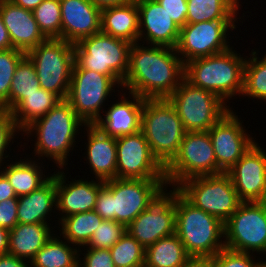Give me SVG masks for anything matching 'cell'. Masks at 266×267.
<instances>
[{
  "instance_id": "2",
  "label": "cell",
  "mask_w": 266,
  "mask_h": 267,
  "mask_svg": "<svg viewBox=\"0 0 266 267\" xmlns=\"http://www.w3.org/2000/svg\"><path fill=\"white\" fill-rule=\"evenodd\" d=\"M85 125L71 105L66 100H62L46 115L27 126L19 135L25 134L23 137L26 136L28 139L35 136V145H33L35 147L32 153L39 161L46 157L53 161L57 168L66 169L69 154L73 153L77 136Z\"/></svg>"
},
{
  "instance_id": "30",
  "label": "cell",
  "mask_w": 266,
  "mask_h": 267,
  "mask_svg": "<svg viewBox=\"0 0 266 267\" xmlns=\"http://www.w3.org/2000/svg\"><path fill=\"white\" fill-rule=\"evenodd\" d=\"M79 248L55 233L31 259V267H78Z\"/></svg>"
},
{
  "instance_id": "18",
  "label": "cell",
  "mask_w": 266,
  "mask_h": 267,
  "mask_svg": "<svg viewBox=\"0 0 266 267\" xmlns=\"http://www.w3.org/2000/svg\"><path fill=\"white\" fill-rule=\"evenodd\" d=\"M255 142L226 172L242 202L266 201V151Z\"/></svg>"
},
{
  "instance_id": "9",
  "label": "cell",
  "mask_w": 266,
  "mask_h": 267,
  "mask_svg": "<svg viewBox=\"0 0 266 267\" xmlns=\"http://www.w3.org/2000/svg\"><path fill=\"white\" fill-rule=\"evenodd\" d=\"M167 99L186 132L208 131L233 109L214 93L192 85L185 78Z\"/></svg>"
},
{
  "instance_id": "26",
  "label": "cell",
  "mask_w": 266,
  "mask_h": 267,
  "mask_svg": "<svg viewBox=\"0 0 266 267\" xmlns=\"http://www.w3.org/2000/svg\"><path fill=\"white\" fill-rule=\"evenodd\" d=\"M100 32L136 43L139 39V11L136 0L101 9Z\"/></svg>"
},
{
  "instance_id": "28",
  "label": "cell",
  "mask_w": 266,
  "mask_h": 267,
  "mask_svg": "<svg viewBox=\"0 0 266 267\" xmlns=\"http://www.w3.org/2000/svg\"><path fill=\"white\" fill-rule=\"evenodd\" d=\"M49 224L18 223L9 230L8 253L28 261L54 234Z\"/></svg>"
},
{
  "instance_id": "4",
  "label": "cell",
  "mask_w": 266,
  "mask_h": 267,
  "mask_svg": "<svg viewBox=\"0 0 266 267\" xmlns=\"http://www.w3.org/2000/svg\"><path fill=\"white\" fill-rule=\"evenodd\" d=\"M247 56L230 49L185 63L184 78L192 85L220 97L226 104L243 91L244 66Z\"/></svg>"
},
{
  "instance_id": "34",
  "label": "cell",
  "mask_w": 266,
  "mask_h": 267,
  "mask_svg": "<svg viewBox=\"0 0 266 267\" xmlns=\"http://www.w3.org/2000/svg\"><path fill=\"white\" fill-rule=\"evenodd\" d=\"M258 53L259 50L252 49L246 58L241 97L266 103V54L260 58Z\"/></svg>"
},
{
  "instance_id": "40",
  "label": "cell",
  "mask_w": 266,
  "mask_h": 267,
  "mask_svg": "<svg viewBox=\"0 0 266 267\" xmlns=\"http://www.w3.org/2000/svg\"><path fill=\"white\" fill-rule=\"evenodd\" d=\"M254 254L224 247L214 256V267H266V261ZM262 259V261L260 260Z\"/></svg>"
},
{
  "instance_id": "38",
  "label": "cell",
  "mask_w": 266,
  "mask_h": 267,
  "mask_svg": "<svg viewBox=\"0 0 266 267\" xmlns=\"http://www.w3.org/2000/svg\"><path fill=\"white\" fill-rule=\"evenodd\" d=\"M26 56L20 50H0V108L9 111V90L19 62Z\"/></svg>"
},
{
  "instance_id": "44",
  "label": "cell",
  "mask_w": 266,
  "mask_h": 267,
  "mask_svg": "<svg viewBox=\"0 0 266 267\" xmlns=\"http://www.w3.org/2000/svg\"><path fill=\"white\" fill-rule=\"evenodd\" d=\"M170 18L182 28L186 24L187 0H157Z\"/></svg>"
},
{
  "instance_id": "13",
  "label": "cell",
  "mask_w": 266,
  "mask_h": 267,
  "mask_svg": "<svg viewBox=\"0 0 266 267\" xmlns=\"http://www.w3.org/2000/svg\"><path fill=\"white\" fill-rule=\"evenodd\" d=\"M224 240L228 249L266 257V201L242 202L224 223Z\"/></svg>"
},
{
  "instance_id": "22",
  "label": "cell",
  "mask_w": 266,
  "mask_h": 267,
  "mask_svg": "<svg viewBox=\"0 0 266 267\" xmlns=\"http://www.w3.org/2000/svg\"><path fill=\"white\" fill-rule=\"evenodd\" d=\"M61 39L72 44L100 32L101 9L90 0H60Z\"/></svg>"
},
{
  "instance_id": "45",
  "label": "cell",
  "mask_w": 266,
  "mask_h": 267,
  "mask_svg": "<svg viewBox=\"0 0 266 267\" xmlns=\"http://www.w3.org/2000/svg\"><path fill=\"white\" fill-rule=\"evenodd\" d=\"M0 267H31L28 260L6 253L0 255Z\"/></svg>"
},
{
  "instance_id": "7",
  "label": "cell",
  "mask_w": 266,
  "mask_h": 267,
  "mask_svg": "<svg viewBox=\"0 0 266 267\" xmlns=\"http://www.w3.org/2000/svg\"><path fill=\"white\" fill-rule=\"evenodd\" d=\"M131 46L132 43L102 32L83 38L74 44L73 69L92 70L123 82Z\"/></svg>"
},
{
  "instance_id": "24",
  "label": "cell",
  "mask_w": 266,
  "mask_h": 267,
  "mask_svg": "<svg viewBox=\"0 0 266 267\" xmlns=\"http://www.w3.org/2000/svg\"><path fill=\"white\" fill-rule=\"evenodd\" d=\"M84 129L88 141L85 143L87 150L84 158L91 170L89 172H92L95 176L93 178L97 180L107 181L116 178V138L108 136L95 124H86Z\"/></svg>"
},
{
  "instance_id": "16",
  "label": "cell",
  "mask_w": 266,
  "mask_h": 267,
  "mask_svg": "<svg viewBox=\"0 0 266 267\" xmlns=\"http://www.w3.org/2000/svg\"><path fill=\"white\" fill-rule=\"evenodd\" d=\"M165 188L148 208L141 212L126 231L144 248L161 238L175 234V188Z\"/></svg>"
},
{
  "instance_id": "35",
  "label": "cell",
  "mask_w": 266,
  "mask_h": 267,
  "mask_svg": "<svg viewBox=\"0 0 266 267\" xmlns=\"http://www.w3.org/2000/svg\"><path fill=\"white\" fill-rule=\"evenodd\" d=\"M36 69L25 56L16 67L9 90V111L12 112L28 95L40 89Z\"/></svg>"
},
{
  "instance_id": "10",
  "label": "cell",
  "mask_w": 266,
  "mask_h": 267,
  "mask_svg": "<svg viewBox=\"0 0 266 267\" xmlns=\"http://www.w3.org/2000/svg\"><path fill=\"white\" fill-rule=\"evenodd\" d=\"M122 82L115 77L85 69H72L66 101L85 124H95L104 113L105 102ZM102 110V111H101ZM102 113V114H101Z\"/></svg>"
},
{
  "instance_id": "39",
  "label": "cell",
  "mask_w": 266,
  "mask_h": 267,
  "mask_svg": "<svg viewBox=\"0 0 266 267\" xmlns=\"http://www.w3.org/2000/svg\"><path fill=\"white\" fill-rule=\"evenodd\" d=\"M126 232V227L114 220H105L98 228L86 245L95 249H110Z\"/></svg>"
},
{
  "instance_id": "47",
  "label": "cell",
  "mask_w": 266,
  "mask_h": 267,
  "mask_svg": "<svg viewBox=\"0 0 266 267\" xmlns=\"http://www.w3.org/2000/svg\"><path fill=\"white\" fill-rule=\"evenodd\" d=\"M8 198H18L8 179L0 172V202Z\"/></svg>"
},
{
  "instance_id": "50",
  "label": "cell",
  "mask_w": 266,
  "mask_h": 267,
  "mask_svg": "<svg viewBox=\"0 0 266 267\" xmlns=\"http://www.w3.org/2000/svg\"><path fill=\"white\" fill-rule=\"evenodd\" d=\"M9 230L0 227V255L8 253Z\"/></svg>"
},
{
  "instance_id": "25",
  "label": "cell",
  "mask_w": 266,
  "mask_h": 267,
  "mask_svg": "<svg viewBox=\"0 0 266 267\" xmlns=\"http://www.w3.org/2000/svg\"><path fill=\"white\" fill-rule=\"evenodd\" d=\"M56 212V178L52 176L28 195L18 196V223L50 224ZM49 223H48V222Z\"/></svg>"
},
{
  "instance_id": "43",
  "label": "cell",
  "mask_w": 266,
  "mask_h": 267,
  "mask_svg": "<svg viewBox=\"0 0 266 267\" xmlns=\"http://www.w3.org/2000/svg\"><path fill=\"white\" fill-rule=\"evenodd\" d=\"M18 198H8L0 202V227L12 230L18 224Z\"/></svg>"
},
{
  "instance_id": "46",
  "label": "cell",
  "mask_w": 266,
  "mask_h": 267,
  "mask_svg": "<svg viewBox=\"0 0 266 267\" xmlns=\"http://www.w3.org/2000/svg\"><path fill=\"white\" fill-rule=\"evenodd\" d=\"M183 267H214V257L190 256Z\"/></svg>"
},
{
  "instance_id": "1",
  "label": "cell",
  "mask_w": 266,
  "mask_h": 267,
  "mask_svg": "<svg viewBox=\"0 0 266 267\" xmlns=\"http://www.w3.org/2000/svg\"><path fill=\"white\" fill-rule=\"evenodd\" d=\"M133 43L122 92L144 99H167L185 76V64L175 48ZM124 90V91H123Z\"/></svg>"
},
{
  "instance_id": "8",
  "label": "cell",
  "mask_w": 266,
  "mask_h": 267,
  "mask_svg": "<svg viewBox=\"0 0 266 267\" xmlns=\"http://www.w3.org/2000/svg\"><path fill=\"white\" fill-rule=\"evenodd\" d=\"M26 56L36 69L40 87L66 100L75 63L74 44L49 38L26 53Z\"/></svg>"
},
{
  "instance_id": "19",
  "label": "cell",
  "mask_w": 266,
  "mask_h": 267,
  "mask_svg": "<svg viewBox=\"0 0 266 267\" xmlns=\"http://www.w3.org/2000/svg\"><path fill=\"white\" fill-rule=\"evenodd\" d=\"M64 170L65 168H61L52 173L56 178V210L60 216L56 217V223L70 215L94 210L98 192L104 184L102 180L93 178L88 181L86 177L85 180H76L75 177L68 181L66 175L69 172L65 173Z\"/></svg>"
},
{
  "instance_id": "15",
  "label": "cell",
  "mask_w": 266,
  "mask_h": 267,
  "mask_svg": "<svg viewBox=\"0 0 266 267\" xmlns=\"http://www.w3.org/2000/svg\"><path fill=\"white\" fill-rule=\"evenodd\" d=\"M116 146V178L166 179L165 167L151 152L141 130L116 138Z\"/></svg>"
},
{
  "instance_id": "41",
  "label": "cell",
  "mask_w": 266,
  "mask_h": 267,
  "mask_svg": "<svg viewBox=\"0 0 266 267\" xmlns=\"http://www.w3.org/2000/svg\"><path fill=\"white\" fill-rule=\"evenodd\" d=\"M16 133L19 134L20 131L15 125L11 112L0 108V169L7 161H10L8 160L11 156L9 152H11L12 149L9 147L16 142L14 140L17 135ZM6 149L10 151L8 152Z\"/></svg>"
},
{
  "instance_id": "29",
  "label": "cell",
  "mask_w": 266,
  "mask_h": 267,
  "mask_svg": "<svg viewBox=\"0 0 266 267\" xmlns=\"http://www.w3.org/2000/svg\"><path fill=\"white\" fill-rule=\"evenodd\" d=\"M240 0H187L186 23L239 21ZM241 6V7H240ZM239 19V20H237Z\"/></svg>"
},
{
  "instance_id": "42",
  "label": "cell",
  "mask_w": 266,
  "mask_h": 267,
  "mask_svg": "<svg viewBox=\"0 0 266 267\" xmlns=\"http://www.w3.org/2000/svg\"><path fill=\"white\" fill-rule=\"evenodd\" d=\"M84 248V253H82ZM79 248L78 267H115L109 249H95L92 247ZM81 254L84 256L80 257ZM82 260V261H81Z\"/></svg>"
},
{
  "instance_id": "12",
  "label": "cell",
  "mask_w": 266,
  "mask_h": 267,
  "mask_svg": "<svg viewBox=\"0 0 266 267\" xmlns=\"http://www.w3.org/2000/svg\"><path fill=\"white\" fill-rule=\"evenodd\" d=\"M190 203L225 223L242 201L227 173L197 176L176 188Z\"/></svg>"
},
{
  "instance_id": "5",
  "label": "cell",
  "mask_w": 266,
  "mask_h": 267,
  "mask_svg": "<svg viewBox=\"0 0 266 267\" xmlns=\"http://www.w3.org/2000/svg\"><path fill=\"white\" fill-rule=\"evenodd\" d=\"M175 234L190 256L214 257L225 247L224 223L196 208L175 188Z\"/></svg>"
},
{
  "instance_id": "37",
  "label": "cell",
  "mask_w": 266,
  "mask_h": 267,
  "mask_svg": "<svg viewBox=\"0 0 266 267\" xmlns=\"http://www.w3.org/2000/svg\"><path fill=\"white\" fill-rule=\"evenodd\" d=\"M32 12L40 31L47 39H61L60 0H44Z\"/></svg>"
},
{
  "instance_id": "49",
  "label": "cell",
  "mask_w": 266,
  "mask_h": 267,
  "mask_svg": "<svg viewBox=\"0 0 266 267\" xmlns=\"http://www.w3.org/2000/svg\"><path fill=\"white\" fill-rule=\"evenodd\" d=\"M96 7L103 9L111 6L127 4L133 0H90Z\"/></svg>"
},
{
  "instance_id": "20",
  "label": "cell",
  "mask_w": 266,
  "mask_h": 267,
  "mask_svg": "<svg viewBox=\"0 0 266 267\" xmlns=\"http://www.w3.org/2000/svg\"><path fill=\"white\" fill-rule=\"evenodd\" d=\"M139 11V39L147 45L176 48L180 27L157 0H136Z\"/></svg>"
},
{
  "instance_id": "36",
  "label": "cell",
  "mask_w": 266,
  "mask_h": 267,
  "mask_svg": "<svg viewBox=\"0 0 266 267\" xmlns=\"http://www.w3.org/2000/svg\"><path fill=\"white\" fill-rule=\"evenodd\" d=\"M115 267H141L145 262V248L127 231L109 249Z\"/></svg>"
},
{
  "instance_id": "21",
  "label": "cell",
  "mask_w": 266,
  "mask_h": 267,
  "mask_svg": "<svg viewBox=\"0 0 266 267\" xmlns=\"http://www.w3.org/2000/svg\"><path fill=\"white\" fill-rule=\"evenodd\" d=\"M126 94L118 91V101L107 110L104 109V115L95 122V125L108 136L118 138L141 130V114L145 99L130 92L127 94L128 97Z\"/></svg>"
},
{
  "instance_id": "23",
  "label": "cell",
  "mask_w": 266,
  "mask_h": 267,
  "mask_svg": "<svg viewBox=\"0 0 266 267\" xmlns=\"http://www.w3.org/2000/svg\"><path fill=\"white\" fill-rule=\"evenodd\" d=\"M0 15L14 49L26 54L47 39L31 10L19 7L11 0H0Z\"/></svg>"
},
{
  "instance_id": "32",
  "label": "cell",
  "mask_w": 266,
  "mask_h": 267,
  "mask_svg": "<svg viewBox=\"0 0 266 267\" xmlns=\"http://www.w3.org/2000/svg\"><path fill=\"white\" fill-rule=\"evenodd\" d=\"M62 100L43 88L28 95L12 112L15 125L20 132L37 119L46 115Z\"/></svg>"
},
{
  "instance_id": "6",
  "label": "cell",
  "mask_w": 266,
  "mask_h": 267,
  "mask_svg": "<svg viewBox=\"0 0 266 267\" xmlns=\"http://www.w3.org/2000/svg\"><path fill=\"white\" fill-rule=\"evenodd\" d=\"M141 131L151 152L165 167L177 154L186 133L182 121L168 99H145Z\"/></svg>"
},
{
  "instance_id": "11",
  "label": "cell",
  "mask_w": 266,
  "mask_h": 267,
  "mask_svg": "<svg viewBox=\"0 0 266 267\" xmlns=\"http://www.w3.org/2000/svg\"><path fill=\"white\" fill-rule=\"evenodd\" d=\"M221 173L208 131L186 132L177 154L165 166L167 187L171 188L193 177Z\"/></svg>"
},
{
  "instance_id": "14",
  "label": "cell",
  "mask_w": 266,
  "mask_h": 267,
  "mask_svg": "<svg viewBox=\"0 0 266 267\" xmlns=\"http://www.w3.org/2000/svg\"><path fill=\"white\" fill-rule=\"evenodd\" d=\"M238 21H203L186 23L180 28L176 52L183 63L190 60L222 53L230 45L229 32L235 31ZM230 30V31H229ZM227 33V34H226Z\"/></svg>"
},
{
  "instance_id": "51",
  "label": "cell",
  "mask_w": 266,
  "mask_h": 267,
  "mask_svg": "<svg viewBox=\"0 0 266 267\" xmlns=\"http://www.w3.org/2000/svg\"><path fill=\"white\" fill-rule=\"evenodd\" d=\"M15 5L33 11L44 0H11Z\"/></svg>"
},
{
  "instance_id": "17",
  "label": "cell",
  "mask_w": 266,
  "mask_h": 267,
  "mask_svg": "<svg viewBox=\"0 0 266 267\" xmlns=\"http://www.w3.org/2000/svg\"><path fill=\"white\" fill-rule=\"evenodd\" d=\"M240 119L231 109L208 130L217 168L222 173H226L256 142L242 124L244 120Z\"/></svg>"
},
{
  "instance_id": "33",
  "label": "cell",
  "mask_w": 266,
  "mask_h": 267,
  "mask_svg": "<svg viewBox=\"0 0 266 267\" xmlns=\"http://www.w3.org/2000/svg\"><path fill=\"white\" fill-rule=\"evenodd\" d=\"M103 218L94 210L76 213L63 218L59 225V234L70 244L81 248L90 241L93 232L98 228Z\"/></svg>"
},
{
  "instance_id": "31",
  "label": "cell",
  "mask_w": 266,
  "mask_h": 267,
  "mask_svg": "<svg viewBox=\"0 0 266 267\" xmlns=\"http://www.w3.org/2000/svg\"><path fill=\"white\" fill-rule=\"evenodd\" d=\"M190 255L176 234L164 237L145 248L146 267H183Z\"/></svg>"
},
{
  "instance_id": "27",
  "label": "cell",
  "mask_w": 266,
  "mask_h": 267,
  "mask_svg": "<svg viewBox=\"0 0 266 267\" xmlns=\"http://www.w3.org/2000/svg\"><path fill=\"white\" fill-rule=\"evenodd\" d=\"M28 156H24V159L20 157V160H12L11 163L6 162V165L0 169V172L13 187L17 197L28 195L42 186L52 176L49 173L45 175V171H43L45 167L38 159H35L36 157L30 158Z\"/></svg>"
},
{
  "instance_id": "3",
  "label": "cell",
  "mask_w": 266,
  "mask_h": 267,
  "mask_svg": "<svg viewBox=\"0 0 266 267\" xmlns=\"http://www.w3.org/2000/svg\"><path fill=\"white\" fill-rule=\"evenodd\" d=\"M166 187V179L107 180L98 192L94 211L127 227Z\"/></svg>"
},
{
  "instance_id": "48",
  "label": "cell",
  "mask_w": 266,
  "mask_h": 267,
  "mask_svg": "<svg viewBox=\"0 0 266 267\" xmlns=\"http://www.w3.org/2000/svg\"><path fill=\"white\" fill-rule=\"evenodd\" d=\"M13 48L12 43L9 37V33L5 25L3 24L1 15H0V50H7Z\"/></svg>"
}]
</instances>
